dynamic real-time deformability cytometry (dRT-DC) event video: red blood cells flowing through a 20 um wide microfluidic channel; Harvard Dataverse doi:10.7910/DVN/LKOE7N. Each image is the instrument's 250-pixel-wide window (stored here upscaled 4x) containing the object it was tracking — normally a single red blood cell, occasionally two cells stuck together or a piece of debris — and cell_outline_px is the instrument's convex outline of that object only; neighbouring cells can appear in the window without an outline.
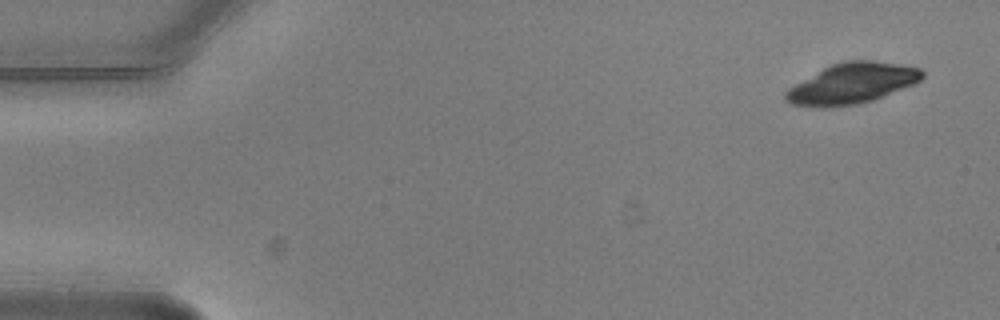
{"species": "common noctule bat (a hibernating species)", "species_latin": "Nyctalus noctula", "temperature_condition": "warm", "stored_images_in_passage": 4, "camera_frame_rate_fps": 3000, "um_per_image_px": 0.085, "animal": {"sex": "male", "body_mass_g": 20.5, "forearm_length_mm": 52.5}, "frame": {"image": 1, "passage_image": 1, "time_ms": 0.0, "image_size_px": [1000, 320], "cell_outline_px": [[924, 76], [920, 80], [912, 84], [872, 100], [856, 104], [792, 104], [784, 100], [784, 92], [788, 88], [824, 68], [832, 64], [844, 60], [872, 60], [900, 64], [920, 68], [924, 72]], "centroid_in_image_um": [72.47, 7.03], "position_along_channel_um": 12.5, "area_um2": 31.04}}